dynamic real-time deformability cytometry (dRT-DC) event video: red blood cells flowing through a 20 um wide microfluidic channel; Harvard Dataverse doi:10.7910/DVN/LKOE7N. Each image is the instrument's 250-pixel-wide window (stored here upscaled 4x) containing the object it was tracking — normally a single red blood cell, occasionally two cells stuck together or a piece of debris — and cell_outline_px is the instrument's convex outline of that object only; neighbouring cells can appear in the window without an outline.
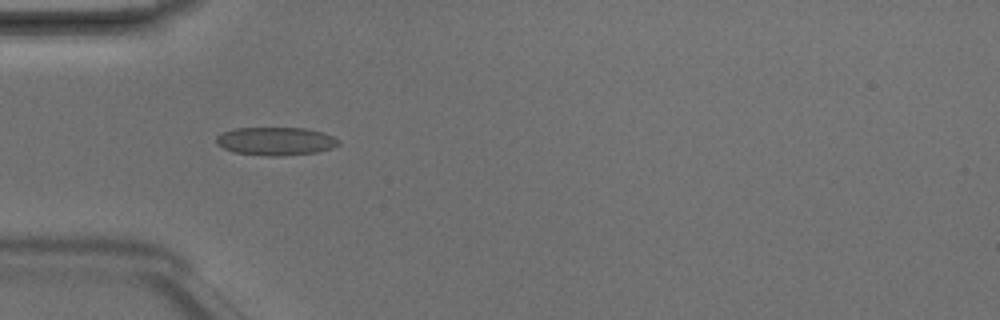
{"species": "Egyptian fruit bat (a non-hibernating species)", "species_latin": "Rousettus aegyptiacus", "temperature_condition": "room temperature", "stored_images_in_passage": 6, "camera_frame_rate_fps": 3000, "um_per_image_px": 0.085, "animal": {"sex": "male"}, "frame": {"image": 1, "passage_image": 3, "time_ms": 0.667, "image_size_px": [1000, 320], "cell_outline_px": [[340, 144], [332, 148], [316, 152], [284, 156], [268, 156], [232, 152], [216, 144], [216, 136], [232, 128], [304, 128], [324, 132], [340, 140]], "centroid_in_image_um": [23.44, 12.0], "position_along_channel_um": 61.6, "area_um2": 20.23}}